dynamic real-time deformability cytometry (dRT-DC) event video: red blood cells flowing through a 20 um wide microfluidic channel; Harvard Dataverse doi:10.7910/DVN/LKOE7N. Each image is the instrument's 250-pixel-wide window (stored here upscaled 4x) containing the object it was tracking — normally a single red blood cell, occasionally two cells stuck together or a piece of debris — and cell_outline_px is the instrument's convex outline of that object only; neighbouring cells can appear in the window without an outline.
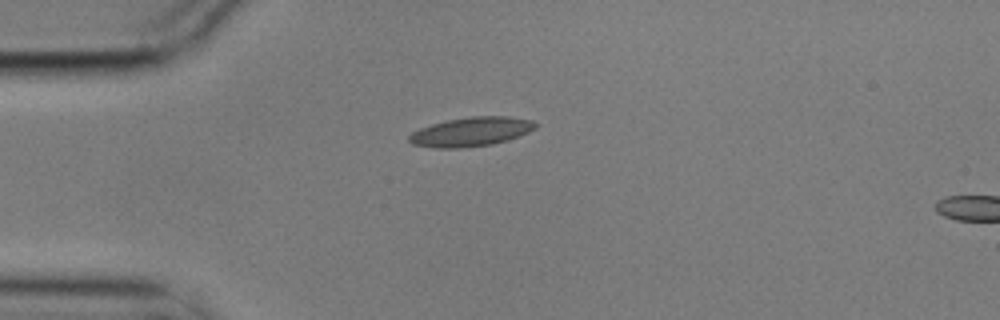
{"species": "common noctule bat (a hibernating species)", "species_latin": "Nyctalus noctula", "temperature_condition": "cold", "stored_images_in_passage": 6, "camera_frame_rate_fps": 3000, "um_per_image_px": 0.085, "animal": {"sex": "male", "body_mass_g": 17.9}, "frame": {"image": 1, "passage_image": 6, "time_ms": 1.667, "image_size_px": [1000, 320], "cell_outline_px": [[536, 128], [528, 132], [508, 140], [492, 144], [460, 148], [436, 148], [412, 144], [408, 140], [408, 136], [412, 132], [420, 128], [432, 124], [448, 120], [468, 116], [508, 116], [532, 120], [536, 124]], "centroid_in_image_um": [40.03, 11.19], "position_along_channel_um": 45.0, "area_um2": 21.44}}